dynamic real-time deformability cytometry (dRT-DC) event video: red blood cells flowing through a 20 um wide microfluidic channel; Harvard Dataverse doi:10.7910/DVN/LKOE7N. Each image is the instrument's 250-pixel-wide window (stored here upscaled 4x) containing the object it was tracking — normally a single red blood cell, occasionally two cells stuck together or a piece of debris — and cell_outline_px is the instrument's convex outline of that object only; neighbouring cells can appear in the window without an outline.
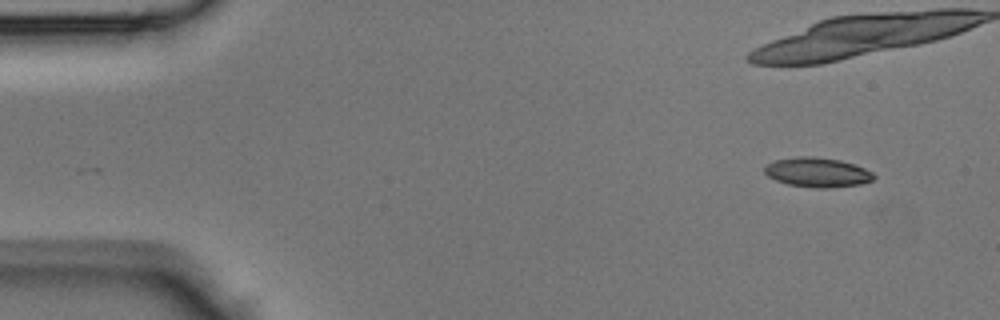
{"species": "Egyptian fruit bat (a non-hibernating species)", "species_latin": "Rousettus aegyptiacus", "temperature_condition": "room temperature", "stored_images_in_passage": 13, "camera_frame_rate_fps": 3000, "um_per_image_px": 0.085, "animal": {"sex": "male"}, "frame": {"image": 1, "passage_image": 3, "time_ms": 0.667, "image_size_px": [1000, 320], "cell_outline_px": [[876, 176], [872, 180], [860, 184], [824, 188], [820, 188], [788, 184], [776, 180], [768, 176], [764, 172], [764, 168], [768, 164], [776, 160], [796, 156], [812, 156], [840, 160], [864, 168], [872, 172]], "centroid_in_image_um": [69.47, 14.64], "position_along_channel_um": 15.5, "area_um2": 18.55}}